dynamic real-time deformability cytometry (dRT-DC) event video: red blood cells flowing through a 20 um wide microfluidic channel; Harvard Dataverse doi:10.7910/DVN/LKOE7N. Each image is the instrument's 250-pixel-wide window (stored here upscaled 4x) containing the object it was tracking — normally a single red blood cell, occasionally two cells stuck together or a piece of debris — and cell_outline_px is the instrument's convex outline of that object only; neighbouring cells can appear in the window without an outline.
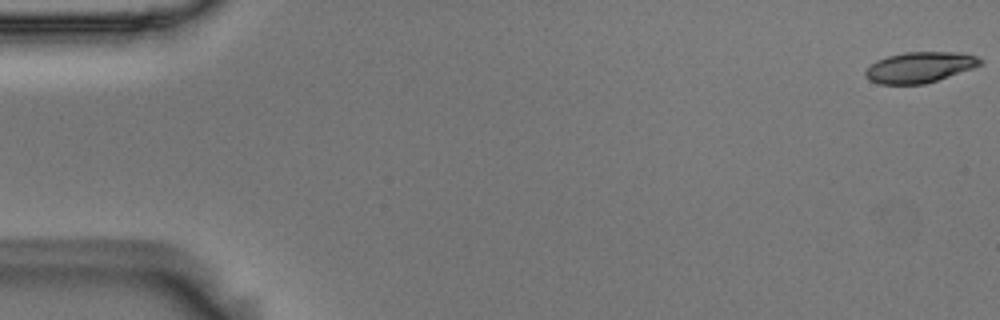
{"species": "Egyptian fruit bat (a non-hibernating species)", "species_latin": "Rousettus aegyptiacus", "temperature_condition": "room temperature", "stored_images_in_passage": 7, "camera_frame_rate_fps": 3000, "um_per_image_px": 0.085, "animal": {"sex": "male"}, "frame": {"image": 1, "passage_image": 1, "time_ms": 0.0, "image_size_px": [1000, 320], "cell_outline_px": [[984, 60], [980, 64], [972, 68], [924, 84], [880, 84], [868, 80], [864, 76], [864, 72], [876, 60], [888, 56], [904, 52], [960, 52], [976, 56]], "centroid_in_image_um": [78.14, 5.71], "position_along_channel_um": 6.9, "area_um2": 20.4}}
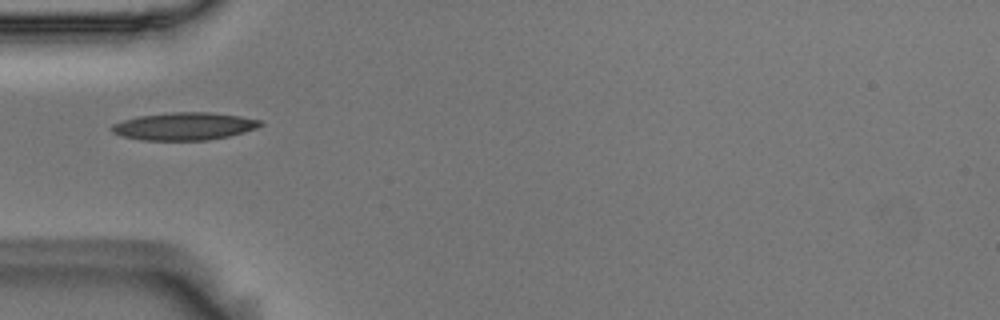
{"frame": {"image": 2, "passage_image": 6, "time_ms": 1.667, "image_size_px": [1000, 320], "cell_outline_px": [[264, 124], [256, 128], [244, 132], [228, 136], [208, 140], [140, 140], [120, 136], [112, 132], [108, 128], [112, 124], [136, 116], [172, 112], [208, 112], [240, 116], [264, 120]], "centroid_in_image_um": [15.64, 10.73], "position_along_channel_um": 69.4, "area_um2": 24.16}}
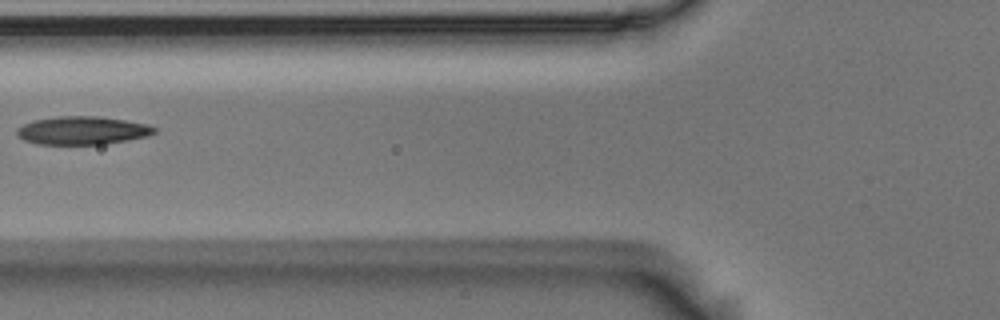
{"frame": {"image": 3, "passage_image": 7, "time_ms": 2.0, "image_size_px": [1000, 320], "cell_outline_px": [[156, 132], [148, 136], [128, 140], [104, 144], [36, 144], [24, 140], [16, 132], [16, 128], [32, 120], [60, 116], [100, 116], [148, 124], [156, 128]], "centroid_in_image_um": [7.01, 11.08], "position_along_channel_um": 118.8, "area_um2": 22.6}}